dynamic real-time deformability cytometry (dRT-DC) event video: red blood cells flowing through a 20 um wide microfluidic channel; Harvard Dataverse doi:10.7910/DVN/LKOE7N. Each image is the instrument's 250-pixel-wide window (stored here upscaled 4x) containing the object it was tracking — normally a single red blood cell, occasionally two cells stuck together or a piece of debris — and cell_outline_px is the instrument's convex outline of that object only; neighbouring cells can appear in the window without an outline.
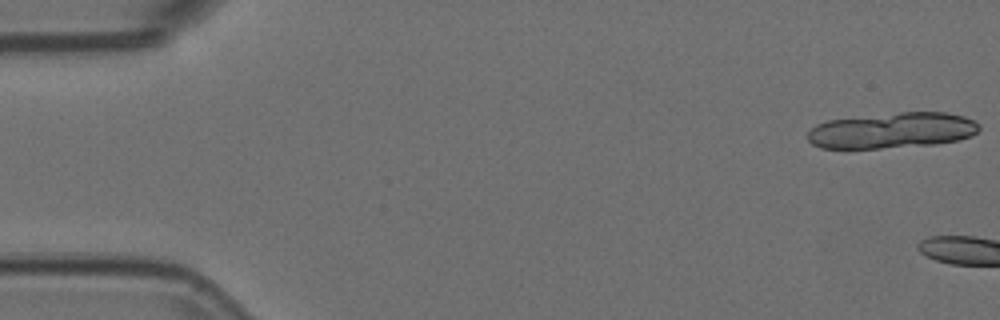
{"species": "Egyptian fruit bat (a non-hibernating species)", "species_latin": "Rousettus aegyptiacus", "temperature_condition": "room temperature", "stored_images_in_passage": 7, "camera_frame_rate_fps": 3000, "um_per_image_px": 0.085, "animal": {"sex": "female"}, "frame": {"image": 1, "passage_image": 1, "time_ms": 0.0, "image_size_px": [1000, 320], "cell_outline_px": [[980, 128], [972, 136], [956, 140], [936, 144], [880, 148], [820, 148], [812, 144], [808, 140], [808, 132], [816, 124], [828, 120], [900, 112], [948, 112], [964, 116], [976, 120], [980, 124]], "centroid_in_image_um": [75.87, 11.08], "position_along_channel_um": 9.1, "area_um2": 35.78}}